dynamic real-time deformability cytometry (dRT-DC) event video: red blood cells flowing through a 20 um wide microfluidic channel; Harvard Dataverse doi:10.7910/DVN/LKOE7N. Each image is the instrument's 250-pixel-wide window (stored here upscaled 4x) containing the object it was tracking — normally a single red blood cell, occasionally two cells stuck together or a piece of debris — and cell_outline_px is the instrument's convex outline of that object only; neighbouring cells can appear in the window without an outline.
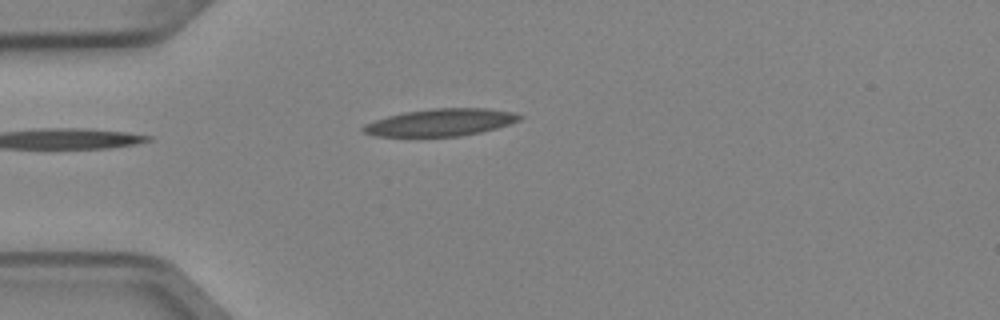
{"species": "Egyptian fruit bat (a non-hibernating species)", "species_latin": "Rousettus aegyptiacus", "temperature_condition": "cold", "stored_images_in_passage": 3, "camera_frame_rate_fps": 3000, "um_per_image_px": 0.085, "animal": {"sex": "female"}, "frame": {"image": 1, "passage_image": 2, "time_ms": 0.333, "image_size_px": [1000, 320], "cell_outline_px": [[524, 116], [520, 120], [496, 128], [480, 132], [460, 136], [376, 136], [364, 132], [360, 128], [364, 124], [388, 116], [404, 112], [432, 108], [488, 108], [516, 112]], "centroid_in_image_um": [37.49, 10.39], "position_along_channel_um": 47.5, "area_um2": 24.8}}